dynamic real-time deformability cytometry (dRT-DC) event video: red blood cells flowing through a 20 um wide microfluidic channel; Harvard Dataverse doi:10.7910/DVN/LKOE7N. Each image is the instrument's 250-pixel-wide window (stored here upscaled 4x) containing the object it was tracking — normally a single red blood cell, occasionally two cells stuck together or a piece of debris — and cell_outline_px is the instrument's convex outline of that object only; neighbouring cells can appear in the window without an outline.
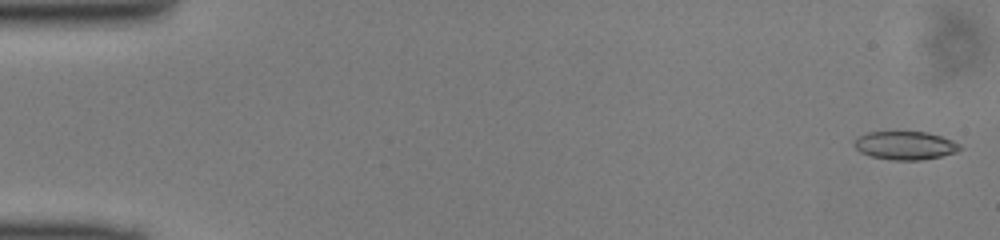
{"species": "common noctule bat (a hibernating species)", "species_latin": "Nyctalus noctula", "temperature_condition": "cold", "stored_images_in_passage": 49, "camera_frame_rate_fps": 3000, "um_per_image_px": 0.085, "animal": {"sex": "male", "body_mass_g": 13.0, "forearm_length_mm": 53.1}, "frame": {"image": 1, "passage_image": 1, "time_ms": 0.0, "image_size_px": [1000, 240], "cell_outline_px": [[964, 148], [956, 152], [940, 156], [920, 160], [888, 160], [868, 156], [860, 152], [852, 144], [860, 136], [868, 132], [928, 132], [952, 140], [960, 144]], "centroid_in_image_um": [76.94, 12.37], "position_along_channel_um": 8.1, "area_um2": 17.51}}
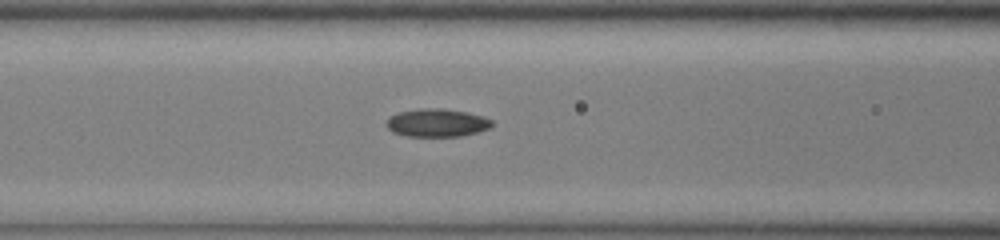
{"frame": {"image": 2, "passage_image": 20, "time_ms": 6.333, "image_size_px": [1000, 240], "cell_outline_px": [[492, 128], [460, 136], [408, 136], [392, 132], [388, 128], [388, 116], [396, 112], [420, 108], [440, 108], [468, 112], [484, 116], [492, 120]], "centroid_in_image_um": [37.15, 10.42], "position_along_channel_um": 129.5, "area_um2": 17.34}}
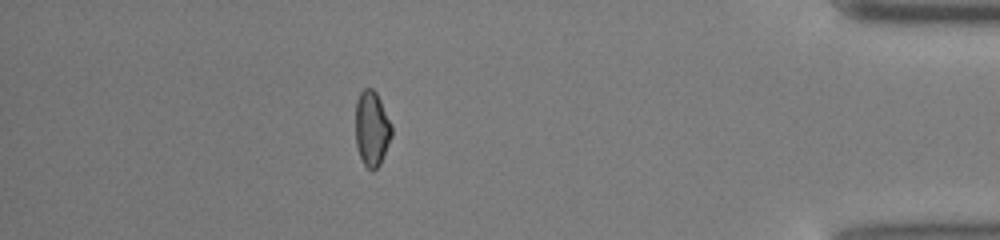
{"frame": {"image": 3, "passage_image": 43, "time_ms": 14.0, "image_size_px": [1000, 240], "cell_outline_px": [[392, 136], [380, 164], [372, 172], [364, 164], [360, 156], [356, 144], [356, 100], [360, 92], [364, 88], [372, 88], [376, 92], [392, 124]], "centroid_in_image_um": [31.61, 10.92], "position_along_channel_um": 403.6, "area_um2": 15.84}}